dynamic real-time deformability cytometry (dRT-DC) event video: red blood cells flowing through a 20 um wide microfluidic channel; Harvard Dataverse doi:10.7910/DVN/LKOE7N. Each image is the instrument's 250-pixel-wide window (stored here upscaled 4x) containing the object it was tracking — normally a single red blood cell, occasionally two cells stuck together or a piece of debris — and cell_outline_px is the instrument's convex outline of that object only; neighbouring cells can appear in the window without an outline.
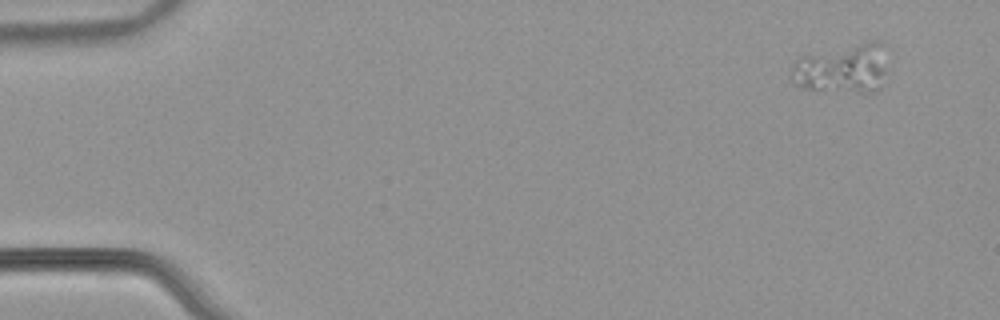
{"species": "common noctule bat (a hibernating species)", "species_latin": "Nyctalus noctula", "temperature_condition": "warm", "stored_images_in_passage": 3, "camera_frame_rate_fps": 3000, "um_per_image_px": 0.085, "animal": {"sex": "male", "body_mass_g": 21.5, "forearm_length_mm": 52.0}, "frame": {"image": 1, "passage_image": 1, "time_ms": 0.0, "image_size_px": [1000, 320], "cell_outline_px": [[884, 72], [880, 88], [876, 92], [868, 96], [864, 96], [804, 88], [796, 84], [792, 80], [792, 64], [800, 56], [872, 40], [876, 40], [884, 68]], "centroid_in_image_um": [71.55, 5.93], "position_along_channel_um": 13.4, "area_um2": 27.63}}